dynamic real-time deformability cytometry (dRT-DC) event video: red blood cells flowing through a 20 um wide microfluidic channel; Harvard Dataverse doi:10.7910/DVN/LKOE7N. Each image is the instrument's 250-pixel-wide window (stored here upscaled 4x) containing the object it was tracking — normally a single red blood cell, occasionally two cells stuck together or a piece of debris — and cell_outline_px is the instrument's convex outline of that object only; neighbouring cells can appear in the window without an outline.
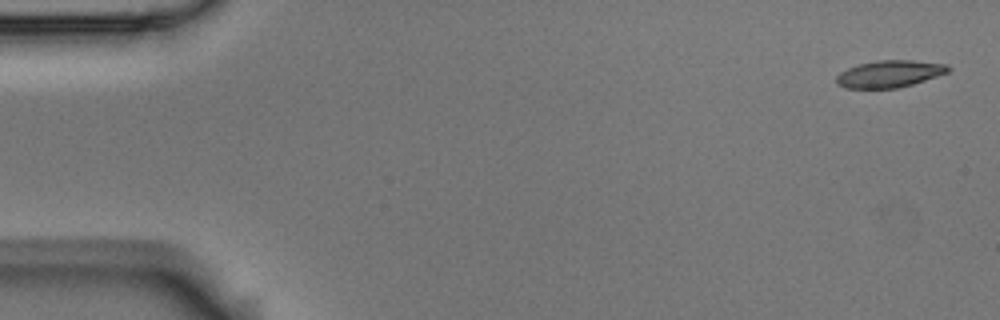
{"species": "Egyptian fruit bat (a non-hibernating species)", "species_latin": "Rousettus aegyptiacus", "temperature_condition": "room temperature", "stored_images_in_passage": 5, "camera_frame_rate_fps": 3000, "um_per_image_px": 0.085, "animal": {"sex": "male"}, "frame": {"image": 1, "passage_image": 1, "time_ms": 0.0, "image_size_px": [1000, 320], "cell_outline_px": [[952, 68], [948, 72], [912, 84], [896, 88], [844, 88], [836, 84], [836, 76], [840, 72], [848, 68], [860, 64], [876, 60], [912, 60], [948, 64]], "centroid_in_image_um": [75.6, 6.27], "position_along_channel_um": 9.4, "area_um2": 17.57}}
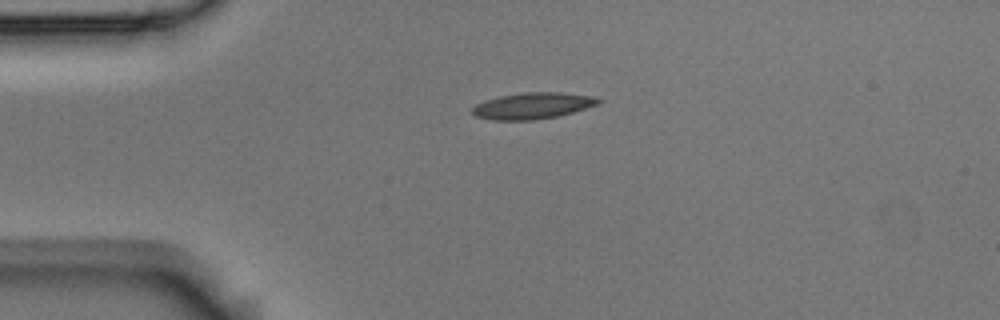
{"frame": {"image": 2, "passage_image": 4, "time_ms": 1.0, "image_size_px": [1000, 320], "cell_outline_px": [[600, 104], [572, 112], [556, 116], [532, 120], [492, 120], [476, 116], [472, 112], [472, 108], [476, 104], [484, 100], [500, 96], [524, 92], [560, 92], [592, 96], [600, 100]], "centroid_in_image_um": [45.25, 8.98], "position_along_channel_um": 39.7, "area_um2": 19.19}}
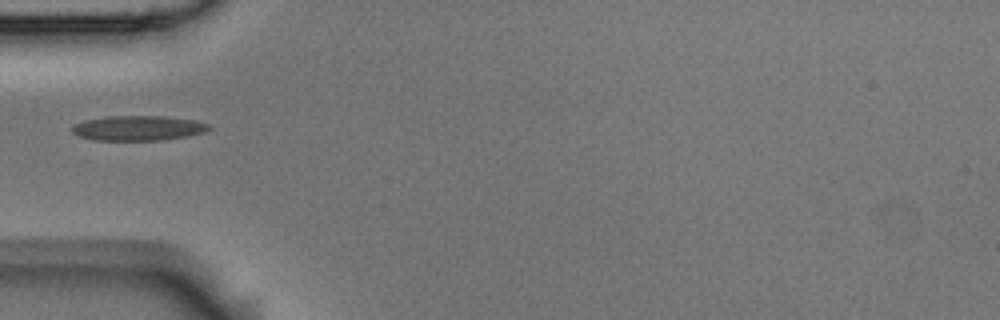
{"frame": {"image": 3, "passage_image": 5, "time_ms": 1.333, "image_size_px": [1000, 320], "cell_outline_px": [[212, 128], [204, 132], [188, 136], [164, 140], [96, 140], [80, 136], [72, 132], [72, 128], [76, 124], [84, 120], [104, 116], [164, 116], [196, 120], [208, 124]], "centroid_in_image_um": [11.78, 10.88], "position_along_channel_um": 73.2, "area_um2": 19.88}}